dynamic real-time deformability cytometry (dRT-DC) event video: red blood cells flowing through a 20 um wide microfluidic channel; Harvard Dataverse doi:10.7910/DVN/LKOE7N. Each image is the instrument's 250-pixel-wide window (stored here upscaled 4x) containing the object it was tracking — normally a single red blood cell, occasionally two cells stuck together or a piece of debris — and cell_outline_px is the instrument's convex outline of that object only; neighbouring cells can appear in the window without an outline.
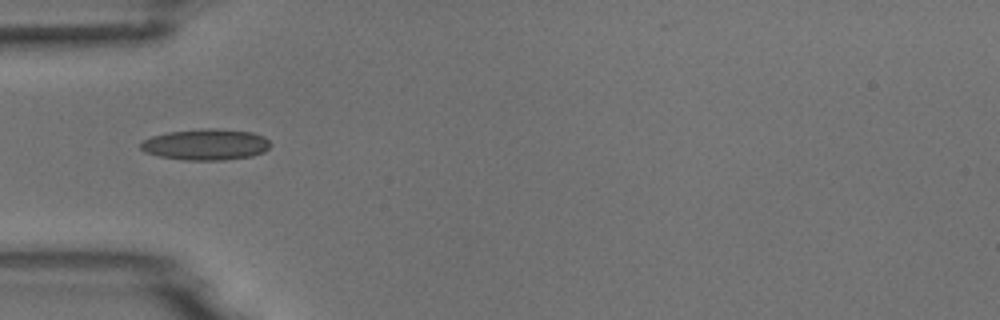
{"species": "common noctule bat (a hibernating species)", "species_latin": "Nyctalus noctula", "temperature_condition": "room temperature", "stored_images_in_passage": 6, "camera_frame_rate_fps": 3000, "um_per_image_px": 0.085, "animal": {"sex": "male", "body_mass_g": 18.8}, "frame": {"image": 1, "passage_image": 5, "time_ms": 5.333, "image_size_px": [1000, 320], "cell_outline_px": [[272, 144], [264, 152], [252, 156], [224, 160], [184, 160], [160, 156], [144, 152], [140, 148], [140, 144], [144, 140], [152, 136], [168, 132], [204, 128], [216, 128], [252, 132], [264, 136]], "centroid_in_image_um": [17.52, 12.28], "position_along_channel_um": 67.5, "area_um2": 23.64}}